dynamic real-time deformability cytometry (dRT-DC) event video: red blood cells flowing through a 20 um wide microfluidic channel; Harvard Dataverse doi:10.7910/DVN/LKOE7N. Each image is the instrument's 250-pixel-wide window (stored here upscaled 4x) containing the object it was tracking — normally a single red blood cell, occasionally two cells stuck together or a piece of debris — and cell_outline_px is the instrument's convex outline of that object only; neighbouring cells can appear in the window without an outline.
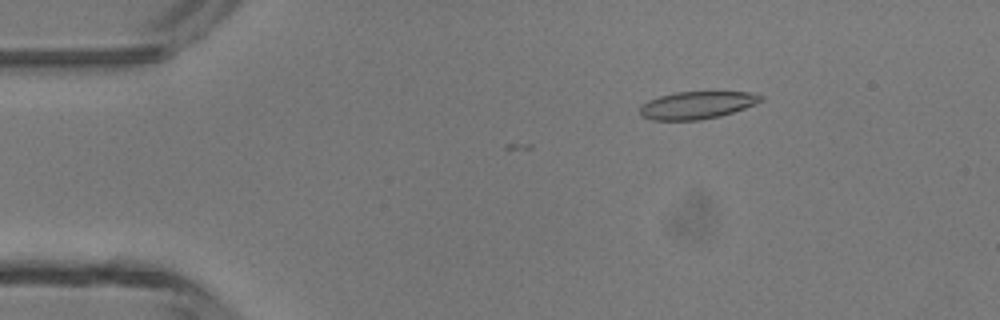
{"species": "common noctule bat (a hibernating species)", "species_latin": "Nyctalus noctula", "temperature_condition": "room temperature", "stored_images_in_passage": 9, "camera_frame_rate_fps": 3000, "um_per_image_px": 0.085, "animal": {"sex": "male", "body_mass_g": 13.3}, "frame": {"image": 1, "passage_image": 6, "time_ms": 1.667, "image_size_px": [1000, 320], "cell_outline_px": [[764, 100], [744, 108], [720, 116], [700, 120], [652, 120], [640, 116], [640, 108], [648, 100], [660, 96], [676, 92], [748, 92], [764, 96]], "centroid_in_image_um": [59.23, 8.94], "position_along_channel_um": 25.8, "area_um2": 19.25}}